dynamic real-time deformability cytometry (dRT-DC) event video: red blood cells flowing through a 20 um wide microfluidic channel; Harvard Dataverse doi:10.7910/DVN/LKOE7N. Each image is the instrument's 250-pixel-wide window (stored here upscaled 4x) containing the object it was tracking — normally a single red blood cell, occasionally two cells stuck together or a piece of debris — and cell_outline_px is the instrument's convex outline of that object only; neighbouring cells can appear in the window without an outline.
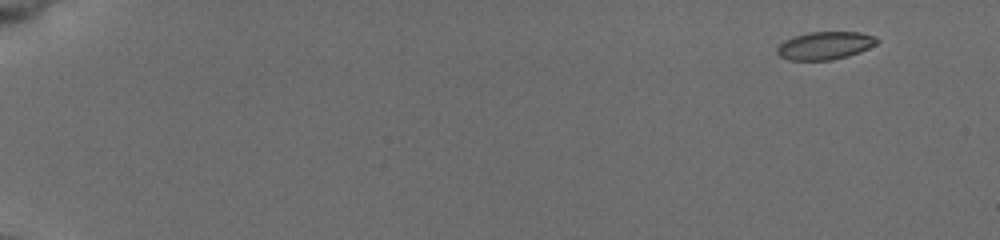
{"species": "common noctule bat (a hibernating species)", "species_latin": "Nyctalus noctula", "temperature_condition": "cold", "stored_images_in_passage": 53, "camera_frame_rate_fps": 3000, "um_per_image_px": 0.085, "animal": {"sex": "female", "body_mass_g": 19.5, "forearm_length_mm": 54.1}, "frame": {"image": 1, "passage_image": 1, "time_ms": 0.0, "image_size_px": [1000, 240], "cell_outline_px": [[880, 40], [876, 44], [860, 52], [848, 56], [832, 60], [788, 60], [780, 56], [776, 52], [776, 48], [784, 40], [808, 32], [860, 32], [876, 36]], "centroid_in_image_um": [70.14, 3.87], "position_along_channel_um": 14.9, "area_um2": 16.3}}
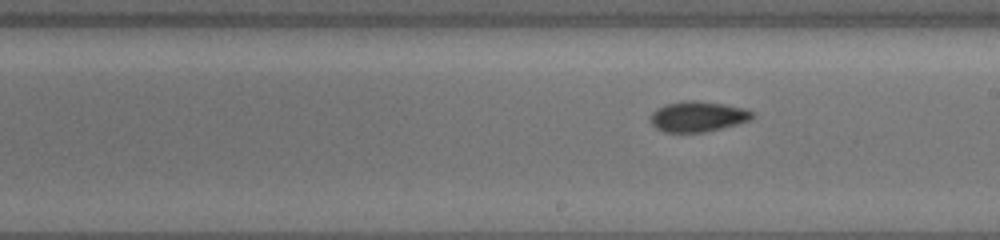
{"frame": {"image": 2, "passage_image": 31, "time_ms": 10.0, "image_size_px": [1000, 240], "cell_outline_px": [[756, 116], [748, 120], [736, 124], [704, 132], [664, 132], [656, 128], [648, 120], [648, 116], [656, 108], [668, 104], [684, 100], [696, 100], [724, 104], [744, 108], [756, 112]], "centroid_in_image_um": [59.29, 9.89], "position_along_channel_um": 229.7, "area_um2": 18.21}}
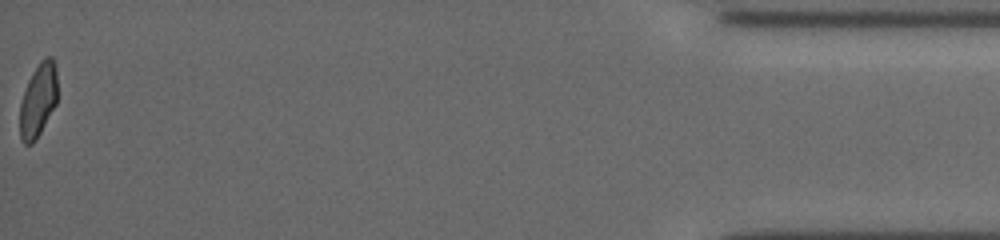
{"frame": {"image": 3, "passage_image": 53, "time_ms": 17.333, "image_size_px": [1000, 240], "cell_outline_px": [[56, 104], [36, 140], [32, 144], [24, 144], [20, 140], [20, 104], [28, 80], [32, 72], [40, 60], [44, 56], [52, 56], [56, 64]], "centroid_in_image_um": [3.24, 8.5], "position_along_channel_um": 432.0, "area_um2": 16.18}, "authors_computed_cell_mechanics": {"area_um2": 17.2822, "velocity_mm_per_s": 3.843, "shape_relaxation_time_tau1_ms": 5.9895, "shape_relaxation_time_tau2_ms": 6.6931, "deformation_change_tau1": 0.1287, "deformation_change_tau2": 0.115}}